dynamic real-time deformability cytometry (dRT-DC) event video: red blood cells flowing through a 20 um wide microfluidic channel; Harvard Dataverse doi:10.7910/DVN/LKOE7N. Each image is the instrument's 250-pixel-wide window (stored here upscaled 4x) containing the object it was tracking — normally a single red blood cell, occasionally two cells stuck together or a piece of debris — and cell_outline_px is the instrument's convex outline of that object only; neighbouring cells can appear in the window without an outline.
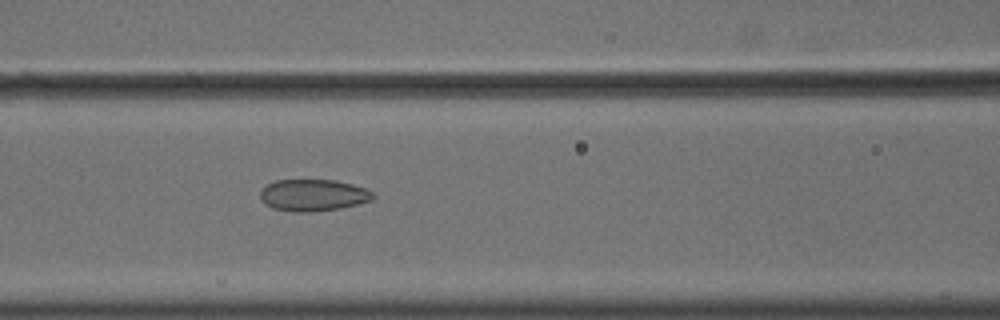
{"species": "common noctule bat (a hibernating species)", "species_latin": "Nyctalus noctula", "temperature_condition": "cold", "stored_images_in_passage": 56, "camera_frame_rate_fps": 3000, "um_per_image_px": 0.085, "animal": {"sex": "male", "body_mass_g": 18.8}, "frame": {"image": 1, "passage_image": 25, "time_ms": 8.0, "image_size_px": [1000, 320], "cell_outline_px": [[376, 196], [372, 200], [340, 208], [312, 212], [292, 212], [272, 208], [260, 200], [260, 188], [276, 180], [336, 180], [368, 188]], "centroid_in_image_um": [26.61, 16.59], "position_along_channel_um": 140.0, "area_um2": 21.1}}
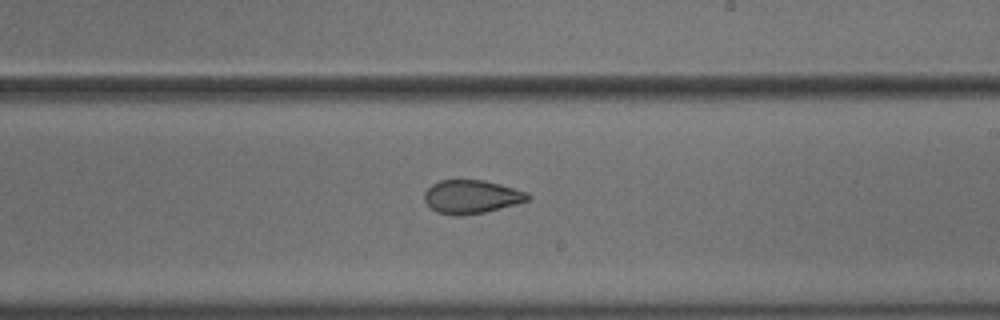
{"frame": {"image": 2, "passage_image": 34, "time_ms": 11.0, "image_size_px": [1000, 320], "cell_outline_px": [[532, 196], [528, 200], [516, 204], [484, 212], [460, 216], [436, 212], [424, 200], [424, 192], [432, 184], [440, 180], [484, 180], [500, 184], [528, 192]], "centroid_in_image_um": [40.08, 16.72], "position_along_channel_um": 248.9, "area_um2": 20.11}}
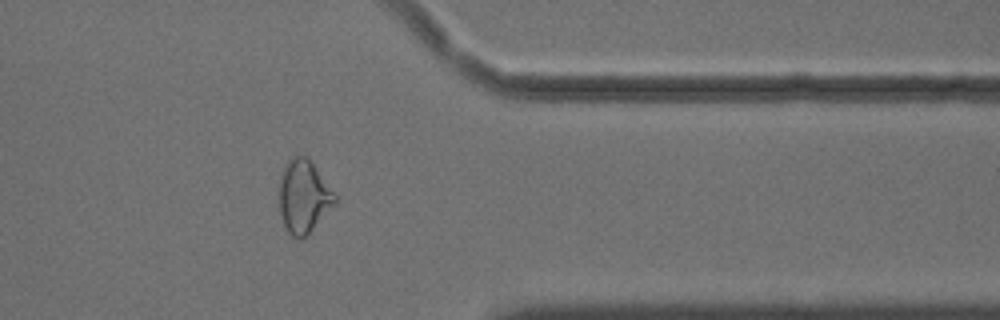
{"frame": {"image": 3, "passage_image": 46, "time_ms": 15.0, "image_size_px": [1000, 320], "cell_outline_px": [[336, 204], [304, 240], [300, 240], [292, 236], [288, 232], [284, 224], [280, 212], [280, 184], [284, 164], [292, 156], [308, 156], [336, 196]], "centroid_in_image_um": [25.82, 16.74], "position_along_channel_um": 385.6, "area_um2": 23.76}}